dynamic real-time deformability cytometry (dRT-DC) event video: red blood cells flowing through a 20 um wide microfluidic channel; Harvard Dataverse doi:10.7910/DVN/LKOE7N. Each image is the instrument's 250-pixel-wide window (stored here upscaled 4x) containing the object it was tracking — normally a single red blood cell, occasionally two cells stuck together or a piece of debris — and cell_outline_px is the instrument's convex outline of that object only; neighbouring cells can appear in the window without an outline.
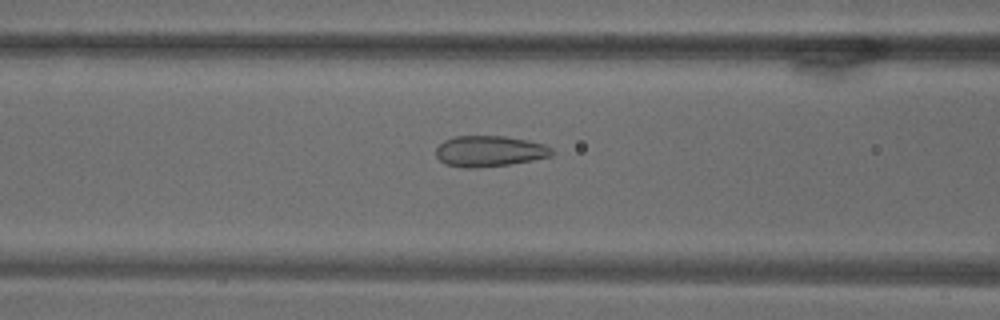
{"species": "common noctule bat (a hibernating species)", "species_latin": "Nyctalus noctula", "temperature_condition": "warm", "stored_images_in_passage": 61, "camera_frame_rate_fps": 3000, "um_per_image_px": 0.085, "animal": {"sex": "male", "body_mass_g": 18.8}, "frame": {"image": 1, "passage_image": 19, "time_ms": 6.0, "image_size_px": [1000, 320], "cell_outline_px": [[556, 152], [552, 156], [532, 160], [508, 164], [476, 168], [464, 168], [444, 164], [436, 156], [436, 148], [444, 140], [456, 136], [504, 136], [528, 140], [544, 144], [552, 148]], "centroid_in_image_um": [41.62, 12.85], "position_along_channel_um": 125.0, "area_um2": 20.98}}
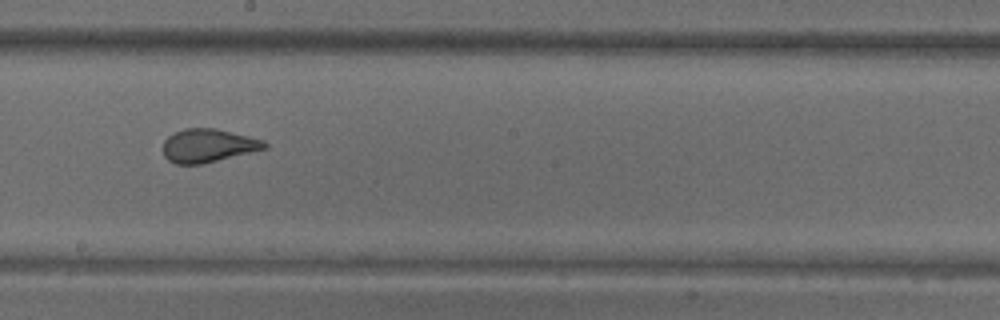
{"frame": {"image": 2, "passage_image": 30, "time_ms": 9.667, "image_size_px": [1000, 320], "cell_outline_px": [[268, 148], [200, 164], [176, 164], [168, 160], [164, 156], [164, 140], [168, 136], [184, 128], [216, 128], [264, 140], [268, 144]], "centroid_in_image_um": [17.69, 12.37], "position_along_channel_um": 230.5, "area_um2": 19.59}}
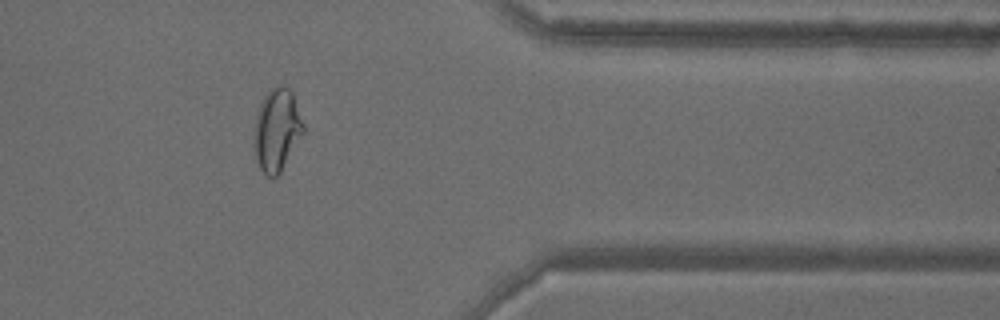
{"frame": {"image": 3, "passage_image": 48, "time_ms": 15.667, "image_size_px": [1000, 320], "cell_outline_px": [[304, 132], [280, 172], [272, 180], [260, 168], [256, 160], [256, 116], [260, 104], [264, 96], [276, 84], [280, 84], [288, 88], [292, 92], [304, 124]], "centroid_in_image_um": [23.56, 11.02], "position_along_channel_um": 387.8, "area_um2": 23.12}}